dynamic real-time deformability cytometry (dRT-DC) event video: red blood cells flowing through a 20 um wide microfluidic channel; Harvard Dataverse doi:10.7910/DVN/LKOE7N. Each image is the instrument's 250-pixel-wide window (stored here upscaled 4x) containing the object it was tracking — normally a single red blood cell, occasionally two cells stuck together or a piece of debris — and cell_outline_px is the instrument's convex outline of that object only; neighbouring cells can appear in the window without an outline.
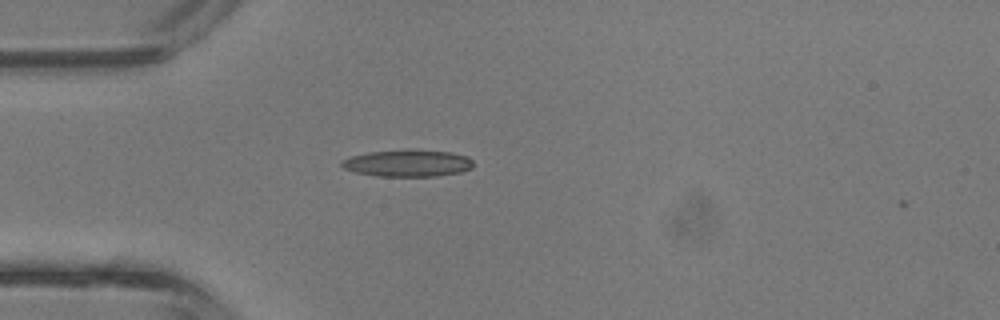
{"species": "common noctule bat (a hibernating species)", "species_latin": "Nyctalus noctula", "temperature_condition": "room temperature", "stored_images_in_passage": 26, "camera_frame_rate_fps": 3000, "um_per_image_px": 0.085, "animal": {"sex": "male", "body_mass_g": 13.3}, "frame": {"image": 1, "passage_image": 1, "time_ms": 0.0, "image_size_px": [1000, 320], "cell_outline_px": [[472, 168], [460, 172], [436, 176], [376, 176], [356, 172], [344, 168], [340, 164], [340, 160], [352, 156], [368, 152], [404, 148], [412, 148], [452, 152], [468, 156], [472, 160]], "centroid_in_image_um": [34.65, 13.84], "position_along_channel_um": 50.3, "area_um2": 21.1}}
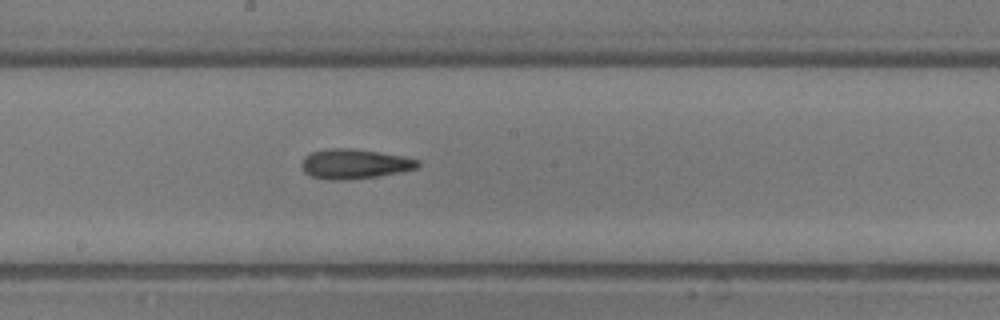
{"frame": {"image": 2, "passage_image": 12, "time_ms": 3.667, "image_size_px": [1000, 320], "cell_outline_px": [[420, 164], [416, 168], [400, 172], [376, 176], [348, 180], [332, 180], [312, 176], [304, 172], [300, 164], [304, 156], [308, 152], [328, 148], [352, 148], [380, 152], [404, 156], [420, 160]], "centroid_in_image_um": [30.1, 13.92], "position_along_channel_um": 218.1, "area_um2": 20.35}}
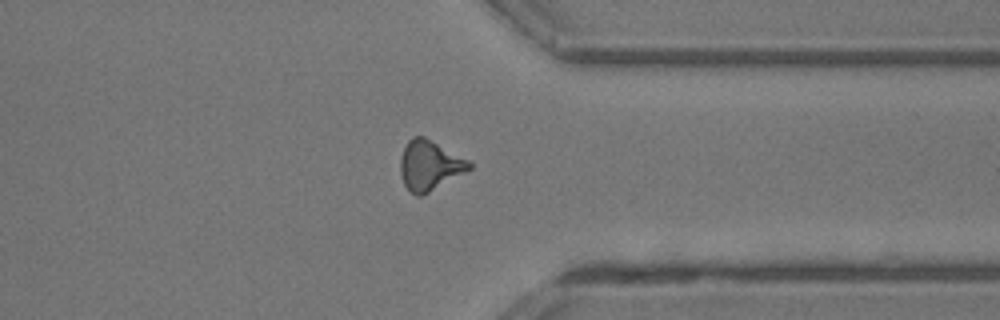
{"frame": {"image": 3, "passage_image": 22, "time_ms": 7.0, "image_size_px": [1000, 320], "cell_outline_px": [[472, 168], [428, 192], [420, 196], [416, 196], [404, 184], [400, 176], [400, 156], [408, 140], [412, 136], [424, 136], [468, 160], [472, 164]], "centroid_in_image_um": [36.48, 14.04], "position_along_channel_um": 374.9, "area_um2": 19.71}, "authors_computed_cell_mechanics": {"area_um2": 19.1029, "velocity_mm_per_s": 4.8458, "shape_relaxation_time_tau1_ms": null, "shape_relaxation_time_tau2_ms": 8.2272, "deformation_change_tau1": null, "deformation_change_tau2": 0.2724}}